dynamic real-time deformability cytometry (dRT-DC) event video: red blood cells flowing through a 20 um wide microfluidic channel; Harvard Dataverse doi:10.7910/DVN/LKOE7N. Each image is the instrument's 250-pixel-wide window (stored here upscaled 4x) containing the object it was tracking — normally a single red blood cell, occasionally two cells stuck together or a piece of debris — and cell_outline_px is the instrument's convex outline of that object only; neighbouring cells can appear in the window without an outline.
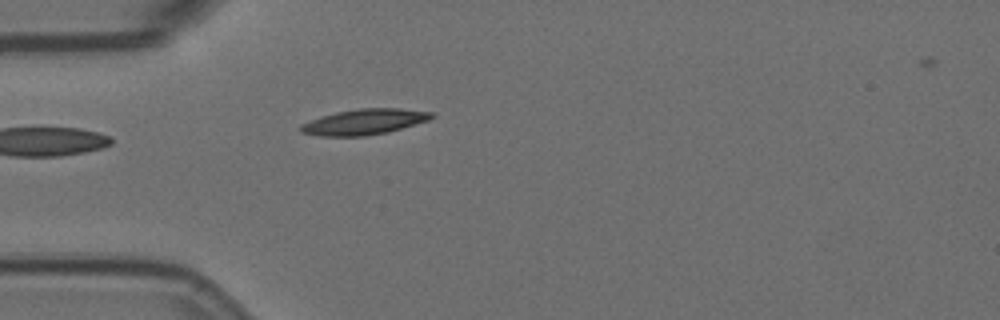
{"species": "Egyptian fruit bat (a non-hibernating species)", "species_latin": "Rousettus aegyptiacus", "temperature_condition": "room temperature", "stored_images_in_passage": 6, "segment_of_instrument_passage": [2, 2], "camera_frame_rate_fps": 3000, "um_per_image_px": 0.085, "animal": {"sex": "female"}, "frame": {"image": 1, "passage_image": 5, "time_ms": 1.333, "image_size_px": [1000, 320], "cell_outline_px": [[436, 116], [428, 120], [388, 132], [364, 136], [320, 136], [300, 132], [296, 128], [300, 124], [320, 116], [336, 112], [360, 108], [400, 108], [432, 112]], "centroid_in_image_um": [30.91, 10.35], "position_along_channel_um": 54.1, "area_um2": 19.65}}